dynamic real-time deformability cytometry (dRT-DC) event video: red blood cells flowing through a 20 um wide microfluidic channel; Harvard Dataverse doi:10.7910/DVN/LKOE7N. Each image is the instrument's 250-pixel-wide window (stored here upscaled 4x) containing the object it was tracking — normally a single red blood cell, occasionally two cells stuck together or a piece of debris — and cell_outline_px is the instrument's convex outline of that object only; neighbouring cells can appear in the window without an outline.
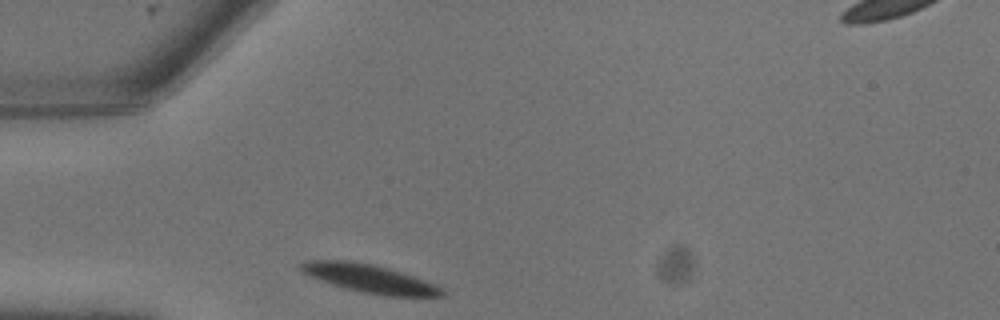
{"species": "common noctule bat (a hibernating species)", "species_latin": "Nyctalus noctula", "temperature_condition": "warm", "stored_images_in_passage": 3, "camera_frame_rate_fps": 3000, "um_per_image_px": 0.085, "animal": {"sex": "male", "body_mass_g": 13.3}, "frame": {"image": 1, "passage_image": 1, "time_ms": 0.0, "image_size_px": [1000, 320], "cell_outline_px": [[444, 296], [384, 296], [344, 288], [320, 280], [300, 272], [296, 268], [300, 264], [308, 260], [348, 260], [372, 264], [400, 272], [412, 276], [432, 284], [440, 288], [444, 292]], "centroid_in_image_um": [31.3, 23.67], "position_along_channel_um": 53.7, "area_um2": 22.89}}
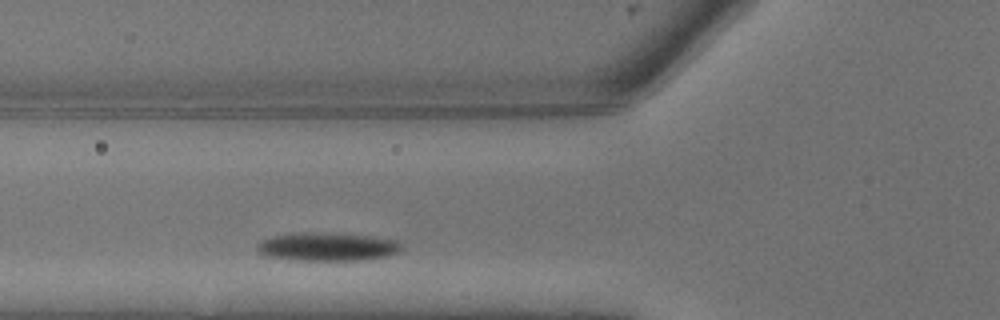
{"frame": {"image": 2, "passage_image": 3, "time_ms": 0.667, "image_size_px": [1000, 320], "cell_outline_px": [[404, 248], [400, 252], [388, 256], [360, 260], [296, 260], [264, 256], [256, 252], [256, 244], [272, 236], [300, 232], [324, 232], [372, 236], [404, 240]], "centroid_in_image_um": [27.9, 20.96], "position_along_channel_um": 97.9, "area_um2": 24.51}}